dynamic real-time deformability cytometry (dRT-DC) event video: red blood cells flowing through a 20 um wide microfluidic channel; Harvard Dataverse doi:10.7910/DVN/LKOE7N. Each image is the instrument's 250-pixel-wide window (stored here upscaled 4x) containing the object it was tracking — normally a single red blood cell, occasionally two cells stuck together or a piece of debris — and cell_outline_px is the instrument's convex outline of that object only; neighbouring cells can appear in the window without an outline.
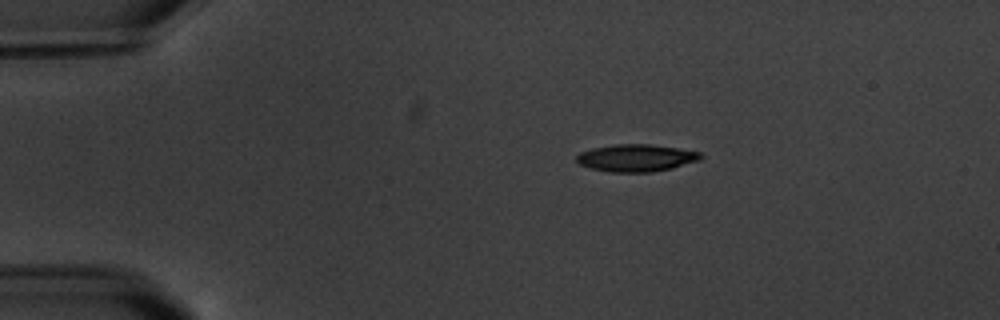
{"species": "common noctule bat (a hibernating species)", "species_latin": "Nyctalus noctula", "temperature_condition": "warm", "stored_images_in_passage": 4, "camera_frame_rate_fps": 3000, "um_per_image_px": 0.085, "animal": {"sex": "male", "body_mass_g": 20.1, "forearm_length_mm": 53.5}, "frame": {"image": 1, "passage_image": 1, "time_ms": 0.0, "image_size_px": [1000, 320], "cell_outline_px": [[704, 156], [700, 160], [672, 168], [652, 172], [608, 172], [592, 168], [580, 164], [576, 160], [576, 156], [580, 152], [592, 148], [616, 144], [652, 144], [700, 152]], "centroid_in_image_um": [54.08, 13.42], "position_along_channel_um": 30.9, "area_um2": 19.71}}